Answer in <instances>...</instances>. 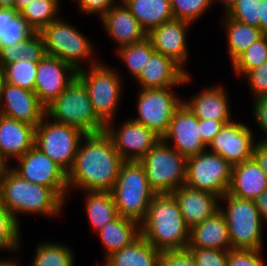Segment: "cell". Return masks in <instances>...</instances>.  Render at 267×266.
Here are the masks:
<instances>
[{"mask_svg": "<svg viewBox=\"0 0 267 266\" xmlns=\"http://www.w3.org/2000/svg\"><path fill=\"white\" fill-rule=\"evenodd\" d=\"M122 162L105 132L86 134L79 143L74 164L67 172L68 190L111 191Z\"/></svg>", "mask_w": 267, "mask_h": 266, "instance_id": "obj_1", "label": "cell"}, {"mask_svg": "<svg viewBox=\"0 0 267 266\" xmlns=\"http://www.w3.org/2000/svg\"><path fill=\"white\" fill-rule=\"evenodd\" d=\"M189 232L175 196L155 194L140 223V235L160 251H173L187 249Z\"/></svg>", "mask_w": 267, "mask_h": 266, "instance_id": "obj_2", "label": "cell"}, {"mask_svg": "<svg viewBox=\"0 0 267 266\" xmlns=\"http://www.w3.org/2000/svg\"><path fill=\"white\" fill-rule=\"evenodd\" d=\"M2 203L20 224L18 214L56 217L65 202L49 187L29 182L11 167L0 178Z\"/></svg>", "mask_w": 267, "mask_h": 266, "instance_id": "obj_3", "label": "cell"}, {"mask_svg": "<svg viewBox=\"0 0 267 266\" xmlns=\"http://www.w3.org/2000/svg\"><path fill=\"white\" fill-rule=\"evenodd\" d=\"M118 216L137 221L145 219L155 192L149 186L140 161H123L111 190Z\"/></svg>", "mask_w": 267, "mask_h": 266, "instance_id": "obj_4", "label": "cell"}, {"mask_svg": "<svg viewBox=\"0 0 267 266\" xmlns=\"http://www.w3.org/2000/svg\"><path fill=\"white\" fill-rule=\"evenodd\" d=\"M46 117L76 127L85 134L105 132V125L97 118L86 87L77 77L46 107Z\"/></svg>", "mask_w": 267, "mask_h": 266, "instance_id": "obj_5", "label": "cell"}, {"mask_svg": "<svg viewBox=\"0 0 267 266\" xmlns=\"http://www.w3.org/2000/svg\"><path fill=\"white\" fill-rule=\"evenodd\" d=\"M225 202L223 213L229 231L232 250H262V218L254 200L232 196L226 192L219 202Z\"/></svg>", "mask_w": 267, "mask_h": 266, "instance_id": "obj_6", "label": "cell"}, {"mask_svg": "<svg viewBox=\"0 0 267 266\" xmlns=\"http://www.w3.org/2000/svg\"><path fill=\"white\" fill-rule=\"evenodd\" d=\"M60 18L39 32L44 41L46 54L61 59L76 71L84 68L82 63L85 59H91L88 61L90 67L98 64L100 61L93 56L94 44L75 26Z\"/></svg>", "mask_w": 267, "mask_h": 266, "instance_id": "obj_7", "label": "cell"}, {"mask_svg": "<svg viewBox=\"0 0 267 266\" xmlns=\"http://www.w3.org/2000/svg\"><path fill=\"white\" fill-rule=\"evenodd\" d=\"M77 71V78L86 87L97 118L106 126L115 120L122 95V76L114 67L99 62Z\"/></svg>", "mask_w": 267, "mask_h": 266, "instance_id": "obj_8", "label": "cell"}, {"mask_svg": "<svg viewBox=\"0 0 267 266\" xmlns=\"http://www.w3.org/2000/svg\"><path fill=\"white\" fill-rule=\"evenodd\" d=\"M156 194L173 193L186 181L187 158L160 139L140 160Z\"/></svg>", "mask_w": 267, "mask_h": 266, "instance_id": "obj_9", "label": "cell"}, {"mask_svg": "<svg viewBox=\"0 0 267 266\" xmlns=\"http://www.w3.org/2000/svg\"><path fill=\"white\" fill-rule=\"evenodd\" d=\"M85 135L76 127L54 122L45 116L36 126L34 147L68 172L74 164L79 143Z\"/></svg>", "mask_w": 267, "mask_h": 266, "instance_id": "obj_10", "label": "cell"}, {"mask_svg": "<svg viewBox=\"0 0 267 266\" xmlns=\"http://www.w3.org/2000/svg\"><path fill=\"white\" fill-rule=\"evenodd\" d=\"M232 165L218 154L205 151L187 158V187L206 191L220 198L228 191Z\"/></svg>", "mask_w": 267, "mask_h": 266, "instance_id": "obj_11", "label": "cell"}, {"mask_svg": "<svg viewBox=\"0 0 267 266\" xmlns=\"http://www.w3.org/2000/svg\"><path fill=\"white\" fill-rule=\"evenodd\" d=\"M175 87L140 89L137 97V117L133 121L152 130L161 139L167 133L176 109L183 103L172 91Z\"/></svg>", "mask_w": 267, "mask_h": 266, "instance_id": "obj_12", "label": "cell"}, {"mask_svg": "<svg viewBox=\"0 0 267 266\" xmlns=\"http://www.w3.org/2000/svg\"><path fill=\"white\" fill-rule=\"evenodd\" d=\"M18 165L11 168L22 178L38 185L51 188L64 202H67V172L36 147L16 159ZM66 200V201H65Z\"/></svg>", "mask_w": 267, "mask_h": 266, "instance_id": "obj_13", "label": "cell"}, {"mask_svg": "<svg viewBox=\"0 0 267 266\" xmlns=\"http://www.w3.org/2000/svg\"><path fill=\"white\" fill-rule=\"evenodd\" d=\"M113 121L105 126V133L112 139L123 161H140L161 139L144 125L128 119L119 129Z\"/></svg>", "mask_w": 267, "mask_h": 266, "instance_id": "obj_14", "label": "cell"}, {"mask_svg": "<svg viewBox=\"0 0 267 266\" xmlns=\"http://www.w3.org/2000/svg\"><path fill=\"white\" fill-rule=\"evenodd\" d=\"M256 142L254 132L249 126L233 120L224 124L207 149L234 166L252 158Z\"/></svg>", "mask_w": 267, "mask_h": 266, "instance_id": "obj_15", "label": "cell"}, {"mask_svg": "<svg viewBox=\"0 0 267 266\" xmlns=\"http://www.w3.org/2000/svg\"><path fill=\"white\" fill-rule=\"evenodd\" d=\"M77 77V71L53 56H46L38 62L34 92L46 108Z\"/></svg>", "mask_w": 267, "mask_h": 266, "instance_id": "obj_16", "label": "cell"}, {"mask_svg": "<svg viewBox=\"0 0 267 266\" xmlns=\"http://www.w3.org/2000/svg\"><path fill=\"white\" fill-rule=\"evenodd\" d=\"M199 130L198 118L183 102L174 112L167 133L162 140L188 158L207 149ZM169 141V142H168Z\"/></svg>", "mask_w": 267, "mask_h": 266, "instance_id": "obj_17", "label": "cell"}, {"mask_svg": "<svg viewBox=\"0 0 267 266\" xmlns=\"http://www.w3.org/2000/svg\"><path fill=\"white\" fill-rule=\"evenodd\" d=\"M192 23L173 19L152 29L147 38L151 41L155 52L165 55L176 62L187 74L184 66L189 59L187 33Z\"/></svg>", "mask_w": 267, "mask_h": 266, "instance_id": "obj_18", "label": "cell"}, {"mask_svg": "<svg viewBox=\"0 0 267 266\" xmlns=\"http://www.w3.org/2000/svg\"><path fill=\"white\" fill-rule=\"evenodd\" d=\"M0 114L36 127L46 116V108L34 91L5 82L0 96Z\"/></svg>", "mask_w": 267, "mask_h": 266, "instance_id": "obj_19", "label": "cell"}, {"mask_svg": "<svg viewBox=\"0 0 267 266\" xmlns=\"http://www.w3.org/2000/svg\"><path fill=\"white\" fill-rule=\"evenodd\" d=\"M187 74L172 59L154 52L140 75L136 78L140 89L178 87L190 82Z\"/></svg>", "mask_w": 267, "mask_h": 266, "instance_id": "obj_20", "label": "cell"}, {"mask_svg": "<svg viewBox=\"0 0 267 266\" xmlns=\"http://www.w3.org/2000/svg\"><path fill=\"white\" fill-rule=\"evenodd\" d=\"M119 1L100 18L107 35L118 44V48L139 43L147 37V33L131 14L129 8L122 0Z\"/></svg>", "mask_w": 267, "mask_h": 266, "instance_id": "obj_21", "label": "cell"}, {"mask_svg": "<svg viewBox=\"0 0 267 266\" xmlns=\"http://www.w3.org/2000/svg\"><path fill=\"white\" fill-rule=\"evenodd\" d=\"M172 194L178 202L180 212L189 229L205 221L219 210L220 197L212 193L183 185Z\"/></svg>", "mask_w": 267, "mask_h": 266, "instance_id": "obj_22", "label": "cell"}, {"mask_svg": "<svg viewBox=\"0 0 267 266\" xmlns=\"http://www.w3.org/2000/svg\"><path fill=\"white\" fill-rule=\"evenodd\" d=\"M36 127L0 114V152L9 159H18L34 147Z\"/></svg>", "mask_w": 267, "mask_h": 266, "instance_id": "obj_23", "label": "cell"}, {"mask_svg": "<svg viewBox=\"0 0 267 266\" xmlns=\"http://www.w3.org/2000/svg\"><path fill=\"white\" fill-rule=\"evenodd\" d=\"M198 119L233 121L226 88L213 85L197 92L189 100L183 99Z\"/></svg>", "mask_w": 267, "mask_h": 266, "instance_id": "obj_24", "label": "cell"}, {"mask_svg": "<svg viewBox=\"0 0 267 266\" xmlns=\"http://www.w3.org/2000/svg\"><path fill=\"white\" fill-rule=\"evenodd\" d=\"M267 190V177L264 170L252 157L232 166L228 193L239 198L255 200Z\"/></svg>", "mask_w": 267, "mask_h": 266, "instance_id": "obj_25", "label": "cell"}, {"mask_svg": "<svg viewBox=\"0 0 267 266\" xmlns=\"http://www.w3.org/2000/svg\"><path fill=\"white\" fill-rule=\"evenodd\" d=\"M187 248L232 250L226 219L220 210L190 229Z\"/></svg>", "mask_w": 267, "mask_h": 266, "instance_id": "obj_26", "label": "cell"}, {"mask_svg": "<svg viewBox=\"0 0 267 266\" xmlns=\"http://www.w3.org/2000/svg\"><path fill=\"white\" fill-rule=\"evenodd\" d=\"M161 253L140 235L130 245L104 258L103 266H159Z\"/></svg>", "mask_w": 267, "mask_h": 266, "instance_id": "obj_27", "label": "cell"}, {"mask_svg": "<svg viewBox=\"0 0 267 266\" xmlns=\"http://www.w3.org/2000/svg\"><path fill=\"white\" fill-rule=\"evenodd\" d=\"M97 233L103 244L106 258L135 241L140 236V224L135 220L118 216Z\"/></svg>", "mask_w": 267, "mask_h": 266, "instance_id": "obj_28", "label": "cell"}, {"mask_svg": "<svg viewBox=\"0 0 267 266\" xmlns=\"http://www.w3.org/2000/svg\"><path fill=\"white\" fill-rule=\"evenodd\" d=\"M148 34L164 22L173 20L170 0H122Z\"/></svg>", "mask_w": 267, "mask_h": 266, "instance_id": "obj_29", "label": "cell"}, {"mask_svg": "<svg viewBox=\"0 0 267 266\" xmlns=\"http://www.w3.org/2000/svg\"><path fill=\"white\" fill-rule=\"evenodd\" d=\"M85 211L95 232L118 217L111 191H85Z\"/></svg>", "mask_w": 267, "mask_h": 266, "instance_id": "obj_30", "label": "cell"}, {"mask_svg": "<svg viewBox=\"0 0 267 266\" xmlns=\"http://www.w3.org/2000/svg\"><path fill=\"white\" fill-rule=\"evenodd\" d=\"M223 18L222 24L226 31L228 55L232 63L251 44L261 38L263 33L260 28L231 19L226 14Z\"/></svg>", "mask_w": 267, "mask_h": 266, "instance_id": "obj_31", "label": "cell"}, {"mask_svg": "<svg viewBox=\"0 0 267 266\" xmlns=\"http://www.w3.org/2000/svg\"><path fill=\"white\" fill-rule=\"evenodd\" d=\"M46 56L44 41L39 32L12 46L0 48V61L7 64L27 59L30 62H39Z\"/></svg>", "mask_w": 267, "mask_h": 266, "instance_id": "obj_32", "label": "cell"}, {"mask_svg": "<svg viewBox=\"0 0 267 266\" xmlns=\"http://www.w3.org/2000/svg\"><path fill=\"white\" fill-rule=\"evenodd\" d=\"M60 3V0H33L19 14L35 32H40L59 18Z\"/></svg>", "mask_w": 267, "mask_h": 266, "instance_id": "obj_33", "label": "cell"}, {"mask_svg": "<svg viewBox=\"0 0 267 266\" xmlns=\"http://www.w3.org/2000/svg\"><path fill=\"white\" fill-rule=\"evenodd\" d=\"M35 250L30 266H75L76 258L66 244L41 242Z\"/></svg>", "mask_w": 267, "mask_h": 266, "instance_id": "obj_34", "label": "cell"}, {"mask_svg": "<svg viewBox=\"0 0 267 266\" xmlns=\"http://www.w3.org/2000/svg\"><path fill=\"white\" fill-rule=\"evenodd\" d=\"M121 61L135 79L140 75L151 55L155 52L151 41L146 37L143 41L125 45L117 49Z\"/></svg>", "mask_w": 267, "mask_h": 266, "instance_id": "obj_35", "label": "cell"}, {"mask_svg": "<svg viewBox=\"0 0 267 266\" xmlns=\"http://www.w3.org/2000/svg\"><path fill=\"white\" fill-rule=\"evenodd\" d=\"M265 61H267V36L263 35L239 55L231 66H233L234 74L238 77L260 67Z\"/></svg>", "mask_w": 267, "mask_h": 266, "instance_id": "obj_36", "label": "cell"}, {"mask_svg": "<svg viewBox=\"0 0 267 266\" xmlns=\"http://www.w3.org/2000/svg\"><path fill=\"white\" fill-rule=\"evenodd\" d=\"M38 62H30L27 59L4 66L5 82L34 91Z\"/></svg>", "mask_w": 267, "mask_h": 266, "instance_id": "obj_37", "label": "cell"}, {"mask_svg": "<svg viewBox=\"0 0 267 266\" xmlns=\"http://www.w3.org/2000/svg\"><path fill=\"white\" fill-rule=\"evenodd\" d=\"M20 225L13 214L0 201V251H18L21 247Z\"/></svg>", "mask_w": 267, "mask_h": 266, "instance_id": "obj_38", "label": "cell"}, {"mask_svg": "<svg viewBox=\"0 0 267 266\" xmlns=\"http://www.w3.org/2000/svg\"><path fill=\"white\" fill-rule=\"evenodd\" d=\"M170 3L174 19L188 21L192 24L213 5L212 0H170Z\"/></svg>", "mask_w": 267, "mask_h": 266, "instance_id": "obj_39", "label": "cell"}, {"mask_svg": "<svg viewBox=\"0 0 267 266\" xmlns=\"http://www.w3.org/2000/svg\"><path fill=\"white\" fill-rule=\"evenodd\" d=\"M35 31L28 25L26 20L18 13L8 23L4 35L0 37V48L12 46L30 37Z\"/></svg>", "mask_w": 267, "mask_h": 266, "instance_id": "obj_40", "label": "cell"}, {"mask_svg": "<svg viewBox=\"0 0 267 266\" xmlns=\"http://www.w3.org/2000/svg\"><path fill=\"white\" fill-rule=\"evenodd\" d=\"M257 4L258 0H237L226 15L231 19L259 28L260 17Z\"/></svg>", "mask_w": 267, "mask_h": 266, "instance_id": "obj_41", "label": "cell"}, {"mask_svg": "<svg viewBox=\"0 0 267 266\" xmlns=\"http://www.w3.org/2000/svg\"><path fill=\"white\" fill-rule=\"evenodd\" d=\"M193 257L196 266H227L228 251L220 249H186Z\"/></svg>", "mask_w": 267, "mask_h": 266, "instance_id": "obj_42", "label": "cell"}, {"mask_svg": "<svg viewBox=\"0 0 267 266\" xmlns=\"http://www.w3.org/2000/svg\"><path fill=\"white\" fill-rule=\"evenodd\" d=\"M263 250L228 251L227 266H266L262 259Z\"/></svg>", "mask_w": 267, "mask_h": 266, "instance_id": "obj_43", "label": "cell"}, {"mask_svg": "<svg viewBox=\"0 0 267 266\" xmlns=\"http://www.w3.org/2000/svg\"><path fill=\"white\" fill-rule=\"evenodd\" d=\"M243 77H246L248 85L250 84L253 98L267 95V61L260 67L248 71Z\"/></svg>", "mask_w": 267, "mask_h": 266, "instance_id": "obj_44", "label": "cell"}, {"mask_svg": "<svg viewBox=\"0 0 267 266\" xmlns=\"http://www.w3.org/2000/svg\"><path fill=\"white\" fill-rule=\"evenodd\" d=\"M159 266H196L187 250L162 251Z\"/></svg>", "mask_w": 267, "mask_h": 266, "instance_id": "obj_45", "label": "cell"}, {"mask_svg": "<svg viewBox=\"0 0 267 266\" xmlns=\"http://www.w3.org/2000/svg\"><path fill=\"white\" fill-rule=\"evenodd\" d=\"M252 105V115L256 122L255 124L265 133V137L258 141L267 142V95L254 98Z\"/></svg>", "mask_w": 267, "mask_h": 266, "instance_id": "obj_46", "label": "cell"}, {"mask_svg": "<svg viewBox=\"0 0 267 266\" xmlns=\"http://www.w3.org/2000/svg\"><path fill=\"white\" fill-rule=\"evenodd\" d=\"M79 10L87 15L99 14L100 18L107 13L114 5L116 0H76Z\"/></svg>", "mask_w": 267, "mask_h": 266, "instance_id": "obj_47", "label": "cell"}, {"mask_svg": "<svg viewBox=\"0 0 267 266\" xmlns=\"http://www.w3.org/2000/svg\"><path fill=\"white\" fill-rule=\"evenodd\" d=\"M231 121H216L209 119H198L199 130L201 131V137L203 143L208 146V144L213 140V138L220 132L224 124Z\"/></svg>", "mask_w": 267, "mask_h": 266, "instance_id": "obj_48", "label": "cell"}, {"mask_svg": "<svg viewBox=\"0 0 267 266\" xmlns=\"http://www.w3.org/2000/svg\"><path fill=\"white\" fill-rule=\"evenodd\" d=\"M256 140L257 142L254 146L252 157L264 170L266 177H267V142H261V141H258V139Z\"/></svg>", "mask_w": 267, "mask_h": 266, "instance_id": "obj_49", "label": "cell"}, {"mask_svg": "<svg viewBox=\"0 0 267 266\" xmlns=\"http://www.w3.org/2000/svg\"><path fill=\"white\" fill-rule=\"evenodd\" d=\"M18 14L14 9L0 8V37L4 35L7 25Z\"/></svg>", "mask_w": 267, "mask_h": 266, "instance_id": "obj_50", "label": "cell"}, {"mask_svg": "<svg viewBox=\"0 0 267 266\" xmlns=\"http://www.w3.org/2000/svg\"><path fill=\"white\" fill-rule=\"evenodd\" d=\"M258 12L260 17V30L267 36V0H258Z\"/></svg>", "mask_w": 267, "mask_h": 266, "instance_id": "obj_51", "label": "cell"}, {"mask_svg": "<svg viewBox=\"0 0 267 266\" xmlns=\"http://www.w3.org/2000/svg\"><path fill=\"white\" fill-rule=\"evenodd\" d=\"M254 202L260 212L262 220L267 222V190L263 191Z\"/></svg>", "mask_w": 267, "mask_h": 266, "instance_id": "obj_52", "label": "cell"}, {"mask_svg": "<svg viewBox=\"0 0 267 266\" xmlns=\"http://www.w3.org/2000/svg\"><path fill=\"white\" fill-rule=\"evenodd\" d=\"M212 1L213 3L219 2L223 5L224 14H226L230 10V8L237 2V0H212Z\"/></svg>", "mask_w": 267, "mask_h": 266, "instance_id": "obj_53", "label": "cell"}, {"mask_svg": "<svg viewBox=\"0 0 267 266\" xmlns=\"http://www.w3.org/2000/svg\"><path fill=\"white\" fill-rule=\"evenodd\" d=\"M33 0H14V10L18 13Z\"/></svg>", "mask_w": 267, "mask_h": 266, "instance_id": "obj_54", "label": "cell"}, {"mask_svg": "<svg viewBox=\"0 0 267 266\" xmlns=\"http://www.w3.org/2000/svg\"><path fill=\"white\" fill-rule=\"evenodd\" d=\"M11 166L7 164L6 159L2 156L0 152V178Z\"/></svg>", "mask_w": 267, "mask_h": 266, "instance_id": "obj_55", "label": "cell"}, {"mask_svg": "<svg viewBox=\"0 0 267 266\" xmlns=\"http://www.w3.org/2000/svg\"><path fill=\"white\" fill-rule=\"evenodd\" d=\"M0 8L14 9V0H0Z\"/></svg>", "mask_w": 267, "mask_h": 266, "instance_id": "obj_56", "label": "cell"}, {"mask_svg": "<svg viewBox=\"0 0 267 266\" xmlns=\"http://www.w3.org/2000/svg\"><path fill=\"white\" fill-rule=\"evenodd\" d=\"M4 83H5L4 65L0 61V96Z\"/></svg>", "mask_w": 267, "mask_h": 266, "instance_id": "obj_57", "label": "cell"}, {"mask_svg": "<svg viewBox=\"0 0 267 266\" xmlns=\"http://www.w3.org/2000/svg\"><path fill=\"white\" fill-rule=\"evenodd\" d=\"M17 260H7V259H1L0 258V266H18V262H16Z\"/></svg>", "mask_w": 267, "mask_h": 266, "instance_id": "obj_58", "label": "cell"}, {"mask_svg": "<svg viewBox=\"0 0 267 266\" xmlns=\"http://www.w3.org/2000/svg\"><path fill=\"white\" fill-rule=\"evenodd\" d=\"M2 200V196H1V183H0V201Z\"/></svg>", "mask_w": 267, "mask_h": 266, "instance_id": "obj_59", "label": "cell"}]
</instances>
